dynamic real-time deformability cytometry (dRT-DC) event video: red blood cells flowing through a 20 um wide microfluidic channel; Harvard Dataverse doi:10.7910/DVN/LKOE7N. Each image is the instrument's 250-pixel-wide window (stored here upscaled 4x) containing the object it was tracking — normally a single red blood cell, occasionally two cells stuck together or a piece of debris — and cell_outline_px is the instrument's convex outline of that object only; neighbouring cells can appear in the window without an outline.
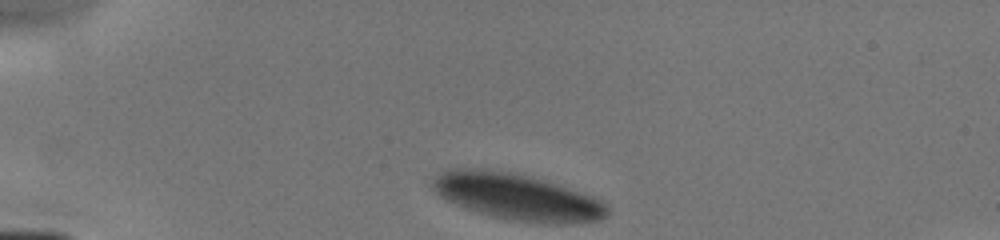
{"species": "human", "species_latin": "Homo sapiens", "temperature_condition": "cold", "stored_images_in_passage": 12, "camera_frame_rate_fps": 3000, "um_per_image_px": 0.085, "donor": {"sex": "male"}, "frame": {"image": 1, "passage_image": 1, "time_ms": 0.0, "image_size_px": [1000, 240], "cell_outline_px": [[608, 212], [600, 220], [576, 224], [548, 224], [512, 220], [492, 216], [464, 208], [440, 196], [432, 188], [432, 180], [440, 172], [452, 168], [468, 168], [508, 172], [556, 184], [592, 196], [600, 200], [608, 208]], "centroid_in_image_um": [43.94, 16.76], "position_along_channel_um": 41.1, "area_um2": 46.7}}
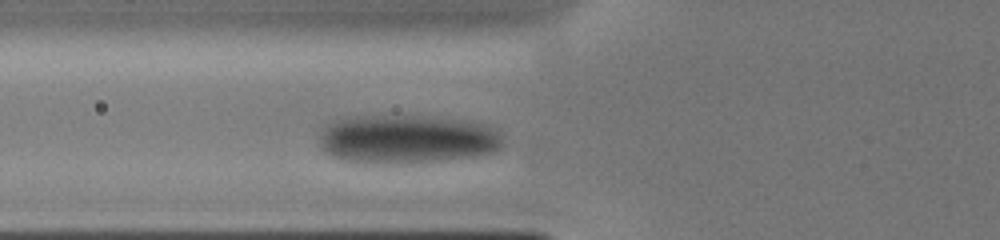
{"frame": {"image": 2, "passage_image": 8, "time_ms": 2.333, "image_size_px": [1000, 240], "cell_outline_px": [[504, 144], [496, 152], [476, 156], [440, 160], [344, 160], [332, 156], [324, 152], [320, 148], [320, 136], [324, 128], [328, 124], [348, 116], [416, 116], [468, 120], [496, 128], [504, 132]], "centroid_in_image_um": [34.7, 11.77], "position_along_channel_um": 91.1, "area_um2": 51.1}}
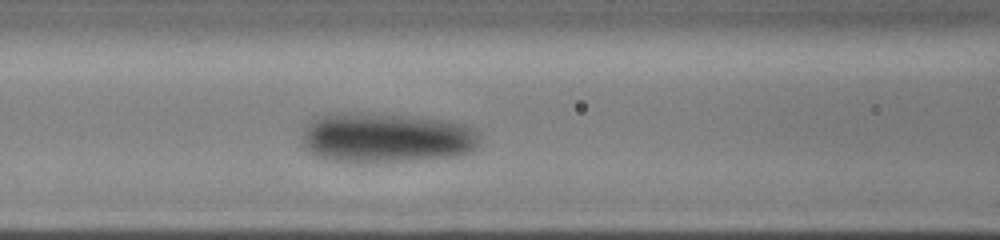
{"frame": {"image": 3, "passage_image": 11, "time_ms": 3.333, "image_size_px": [1000, 240], "cell_outline_px": [[480, 140], [476, 148], [468, 152], [456, 156], [420, 160], [368, 164], [348, 164], [324, 160], [308, 152], [304, 148], [304, 128], [316, 116], [336, 112], [376, 112], [420, 116], [444, 120], [464, 124], [472, 128], [480, 136]], "centroid_in_image_um": [32.78, 11.72], "position_along_channel_um": 133.8, "area_um2": 53.64}}